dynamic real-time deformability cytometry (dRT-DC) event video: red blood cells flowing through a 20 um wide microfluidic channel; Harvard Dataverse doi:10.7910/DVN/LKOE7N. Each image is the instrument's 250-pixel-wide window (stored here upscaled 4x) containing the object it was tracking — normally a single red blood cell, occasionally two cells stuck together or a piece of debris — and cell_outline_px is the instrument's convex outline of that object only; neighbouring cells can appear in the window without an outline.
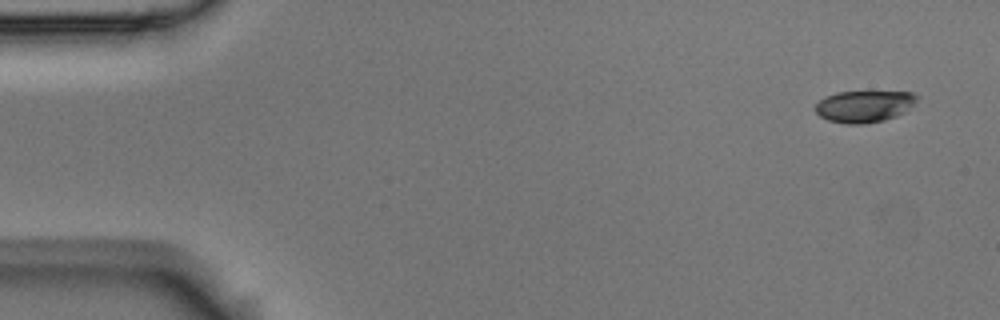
{"species": "Egyptian fruit bat (a non-hibernating species)", "species_latin": "Rousettus aegyptiacus", "temperature_condition": "room temperature", "stored_images_in_passage": 4, "camera_frame_rate_fps": 3000, "um_per_image_px": 0.085, "animal": {"sex": "male"}, "frame": {"image": 1, "passage_image": 1, "time_ms": 0.0, "image_size_px": [1000, 320], "cell_outline_px": [[920, 96], [904, 112], [896, 116], [884, 120], [864, 124], [848, 124], [828, 120], [820, 116], [816, 112], [816, 104], [824, 96], [836, 92], [912, 92]], "centroid_in_image_um": [73.44, 9.03], "position_along_channel_um": 11.6, "area_um2": 18.67}}